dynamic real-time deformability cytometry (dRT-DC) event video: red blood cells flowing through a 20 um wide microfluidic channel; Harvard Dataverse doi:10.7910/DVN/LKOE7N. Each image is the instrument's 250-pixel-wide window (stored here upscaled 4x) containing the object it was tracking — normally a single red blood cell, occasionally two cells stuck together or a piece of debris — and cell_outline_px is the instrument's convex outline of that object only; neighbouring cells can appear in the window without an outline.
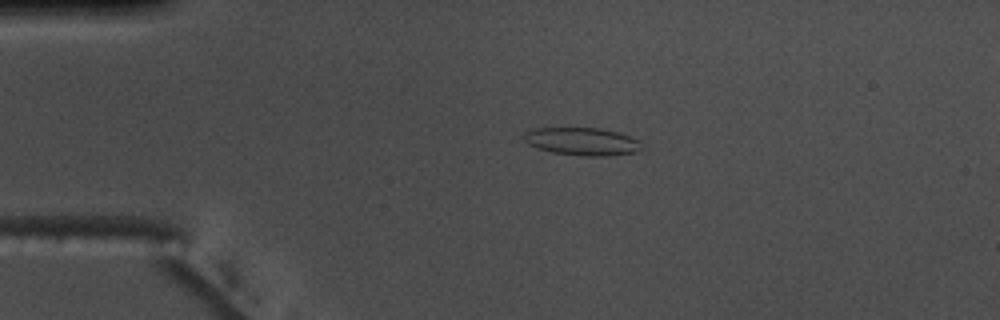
{"species": "common noctule bat (a hibernating species)", "species_latin": "Nyctalus noctula", "temperature_condition": "warm", "stored_images_in_passage": 51, "camera_frame_rate_fps": 3000, "um_per_image_px": 0.085, "animal": {"sex": "male", "body_mass_g": 17.5, "forearm_length_mm": 52.3}, "frame": {"image": 1, "passage_image": 8, "time_ms": 2.333, "image_size_px": [1000, 320], "cell_outline_px": [[640, 148], [636, 152], [608, 156], [580, 156], [552, 152], [536, 148], [528, 144], [524, 140], [524, 132], [532, 128], [600, 128], [616, 132], [640, 140]], "centroid_in_image_um": [49.44, 12.03], "position_along_channel_um": 35.6, "area_um2": 19.07}}
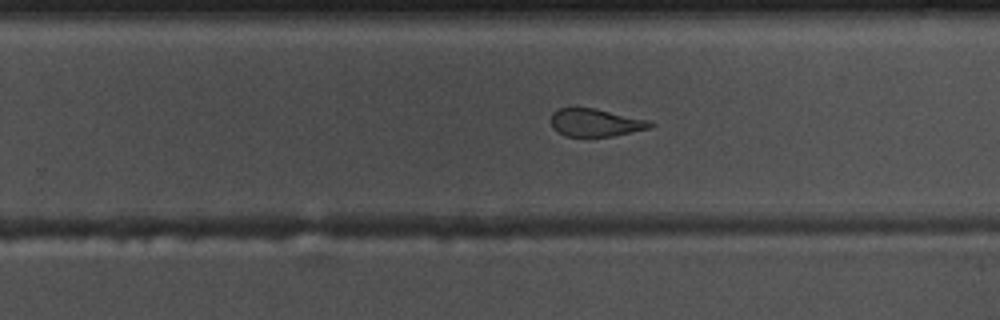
{"frame": {"image": 2, "passage_image": 31, "time_ms": 10.0, "image_size_px": [1000, 320], "cell_outline_px": [[656, 124], [648, 128], [612, 136], [564, 136], [556, 132], [552, 128], [552, 112], [560, 108], [596, 108], [648, 120]], "centroid_in_image_um": [50.59, 10.42], "position_along_channel_um": 279.2, "area_um2": 15.95}}
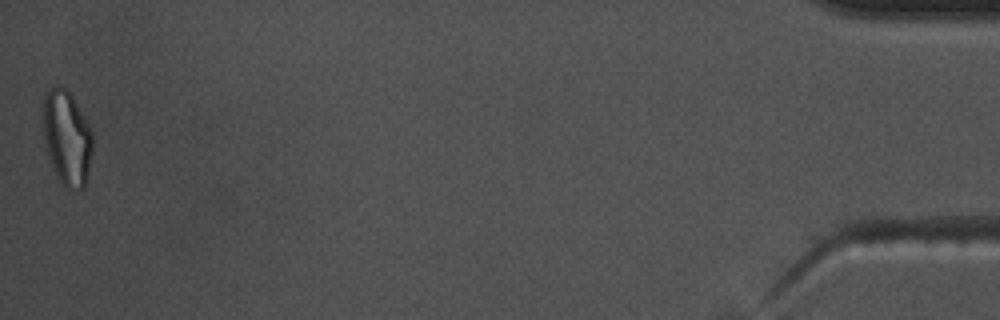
{"frame": {"image": 3, "passage_image": 51, "time_ms": 16.667, "image_size_px": [1000, 320], "cell_outline_px": [[92, 152], [88, 172], [84, 188], [80, 192], [68, 192], [64, 188], [56, 176], [48, 156], [44, 140], [40, 100], [44, 92], [56, 84], [60, 84], [72, 96], [84, 116], [92, 132]], "centroid_in_image_um": [5.64, 11.73], "position_along_channel_um": 429.6, "area_um2": 28.38}, "authors_computed_cell_mechanics": {"area_um2": 18.496, "velocity_mm_per_s": 3.694, "shape_relaxation_time_tau1_ms": null, "shape_relaxation_time_tau2_ms": 2.0526, "deformation_change_tau1": null, "deformation_change_tau2": 0.1049}}